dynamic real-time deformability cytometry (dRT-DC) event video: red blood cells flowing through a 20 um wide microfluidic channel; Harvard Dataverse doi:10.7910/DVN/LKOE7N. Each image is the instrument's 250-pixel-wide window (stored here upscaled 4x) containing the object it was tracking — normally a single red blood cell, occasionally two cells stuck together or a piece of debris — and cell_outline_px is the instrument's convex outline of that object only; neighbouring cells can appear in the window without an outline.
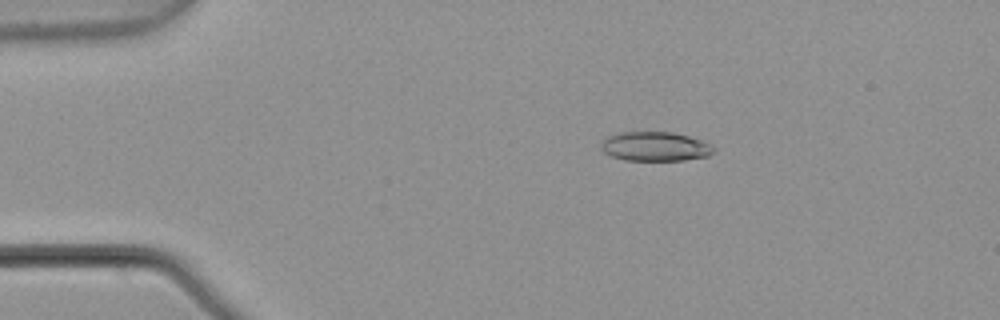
{"species": "common noctule bat (a hibernating species)", "species_latin": "Nyctalus noctula", "temperature_condition": "warm", "stored_images_in_passage": 8, "camera_frame_rate_fps": 3000, "um_per_image_px": 0.085, "animal": {"sex": "male", "body_mass_g": 21.5, "forearm_length_mm": 52.0}, "frame": {"image": 1, "passage_image": 3, "time_ms": 0.667, "image_size_px": [1000, 320], "cell_outline_px": [[716, 148], [708, 156], [684, 160], [624, 160], [612, 156], [604, 152], [600, 148], [600, 144], [604, 136], [620, 132], [672, 132], [704, 140]], "centroid_in_image_um": [55.66, 12.44], "position_along_channel_um": 29.3, "area_um2": 19.42}}
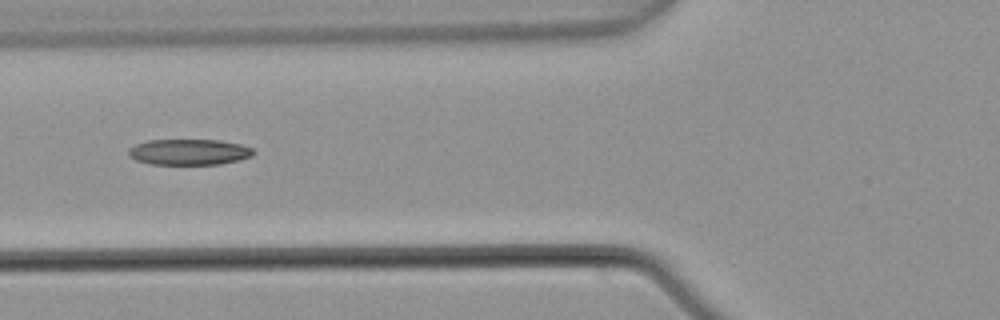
{"frame": {"image": 2, "passage_image": 6, "time_ms": 1.667, "image_size_px": [1000, 320], "cell_outline_px": [[256, 152], [252, 156], [240, 160], [220, 164], [152, 164], [136, 160], [128, 156], [128, 148], [136, 144], [148, 140], [220, 140], [240, 144], [252, 148]], "centroid_in_image_um": [16.08, 12.92], "position_along_channel_um": 109.7, "area_um2": 18.9}}
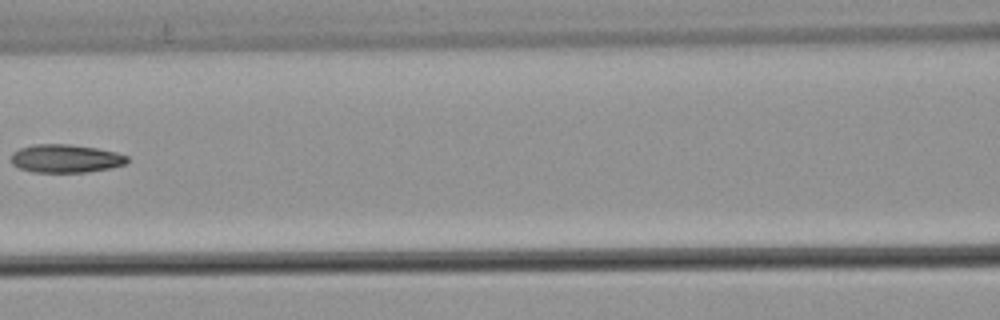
{"frame": {"image": 3, "passage_image": 7, "time_ms": 2.0, "image_size_px": [1000, 320], "cell_outline_px": [[128, 160], [124, 164], [112, 168], [88, 172], [32, 172], [20, 168], [12, 164], [12, 152], [20, 148], [32, 144], [68, 144], [96, 148], [116, 152], [128, 156]], "centroid_in_image_um": [5.58, 13.47], "position_along_channel_um": 161.0, "area_um2": 19.13}}